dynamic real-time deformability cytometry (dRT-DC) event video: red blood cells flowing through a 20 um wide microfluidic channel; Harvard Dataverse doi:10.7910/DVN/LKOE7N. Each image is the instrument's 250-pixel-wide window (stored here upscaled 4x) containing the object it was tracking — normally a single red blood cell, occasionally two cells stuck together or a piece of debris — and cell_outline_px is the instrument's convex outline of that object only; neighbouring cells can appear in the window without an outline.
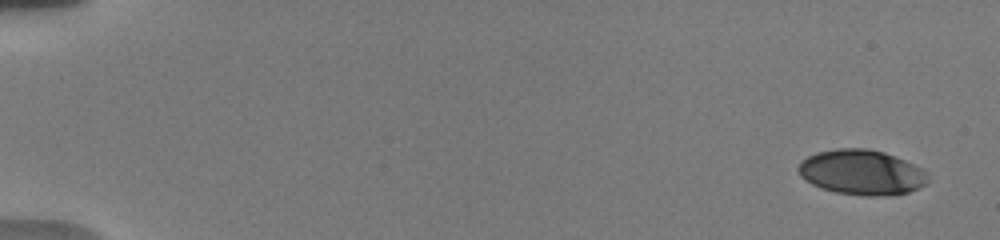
{"species": "human", "species_latin": "Homo sapiens", "temperature_condition": "warm", "stored_images_in_passage": 10, "camera_frame_rate_fps": 3000, "um_per_image_px": 0.085, "donor": {"sex": "male"}, "frame": {"image": 1, "passage_image": 1, "time_ms": 0.0, "image_size_px": [1000, 240], "cell_outline_px": [[928, 184], [920, 188], [908, 192], [884, 196], [864, 196], [836, 192], [820, 188], [804, 180], [800, 176], [796, 168], [800, 160], [816, 152], [836, 148], [868, 148], [884, 152], [896, 156], [924, 168], [928, 172]], "centroid_in_image_um": [73.25, 14.64], "position_along_channel_um": 11.8, "area_um2": 34.74}}
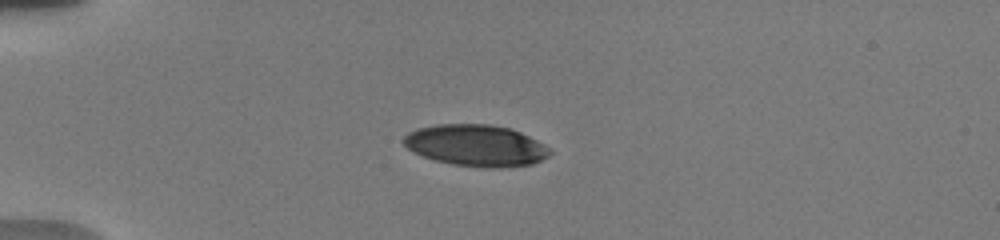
{"frame": {"image": 2, "passage_image": 9, "time_ms": 4.333, "image_size_px": [1000, 240], "cell_outline_px": [[552, 152], [548, 156], [532, 164], [492, 168], [452, 164], [436, 160], [424, 156], [408, 148], [400, 140], [408, 132], [416, 128], [436, 124], [492, 124], [512, 128], [544, 144]], "centroid_in_image_um": [40.44, 12.34], "position_along_channel_um": 44.6, "area_um2": 35.26}}